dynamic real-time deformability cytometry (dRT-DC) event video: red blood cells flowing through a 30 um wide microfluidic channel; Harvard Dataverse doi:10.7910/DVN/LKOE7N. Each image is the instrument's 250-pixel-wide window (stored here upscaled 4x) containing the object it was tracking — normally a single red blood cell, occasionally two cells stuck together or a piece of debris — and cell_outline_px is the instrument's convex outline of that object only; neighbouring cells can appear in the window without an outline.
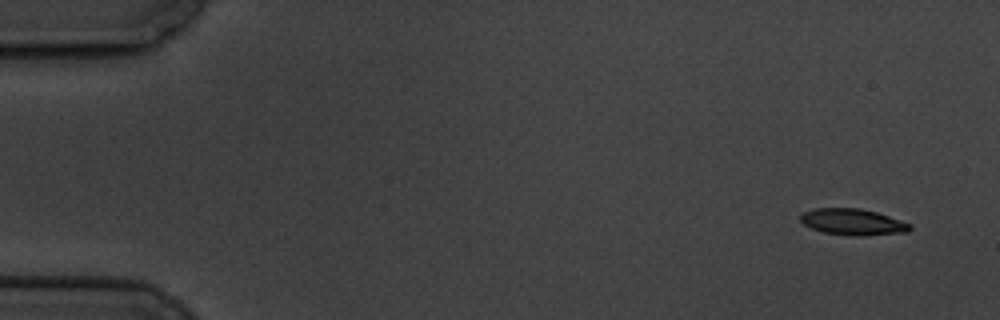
{"species": "common noctule bat (a hibernating species)", "species_latin": "Nyctalus noctula", "temperature_condition": "cold", "stored_images_in_passage": 4, "camera_frame_rate_fps": 3000, "um_per_image_px": 0.085, "animal": {"sex": "male", "body_mass_g": 19.5, "forearm_length_mm": 54.6}, "frame": {"image": 1, "passage_image": 1, "time_ms": 0.0, "image_size_px": [1000, 320], "cell_outline_px": [[912, 228], [908, 232], [864, 236], [848, 236], [824, 232], [812, 228], [804, 224], [800, 220], [800, 216], [804, 212], [816, 208], [860, 208], [876, 212], [912, 224]], "centroid_in_image_um": [72.51, 18.87], "position_along_channel_um": 12.5, "area_um2": 16.82}}
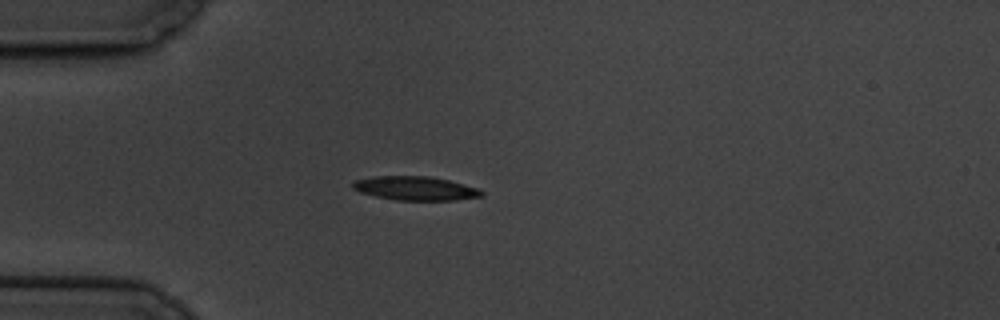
{"frame": {"image": 2, "passage_image": 4, "time_ms": 4.333, "image_size_px": [1000, 320], "cell_outline_px": [[484, 196], [456, 200], [396, 200], [376, 196], [360, 192], [352, 188], [352, 184], [356, 180], [372, 176], [428, 176], [448, 180], [480, 188], [484, 192]], "centroid_in_image_um": [35.34, 16.01], "position_along_channel_um": 49.7, "area_um2": 17.98}}